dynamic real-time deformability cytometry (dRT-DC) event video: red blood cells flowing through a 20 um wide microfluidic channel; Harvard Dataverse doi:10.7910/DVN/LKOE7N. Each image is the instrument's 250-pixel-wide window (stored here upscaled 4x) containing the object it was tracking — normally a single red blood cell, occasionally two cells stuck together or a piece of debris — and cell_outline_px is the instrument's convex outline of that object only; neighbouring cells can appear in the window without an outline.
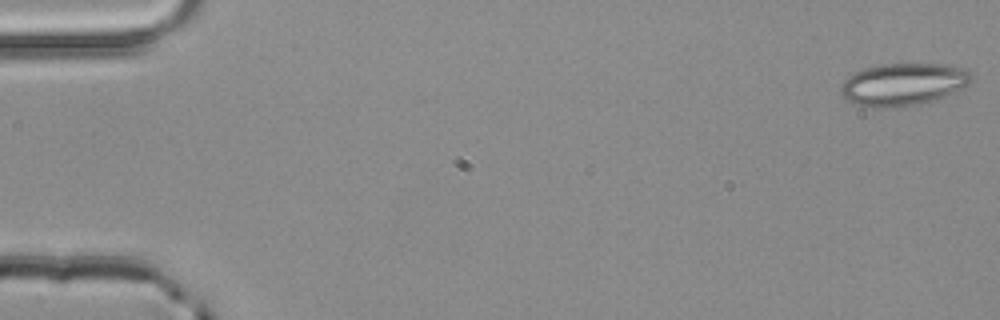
{"species": "common noctule bat (a hibernating species)", "species_latin": "Nyctalus noctula", "temperature_condition": "room temperature", "stored_images_in_passage": 5, "camera_frame_rate_fps": 3000, "um_per_image_px": 0.085, "animal": {"sex": "male", "body_mass_g": 20.4}, "frame": {"image": 1, "passage_image": 1, "time_ms": 0.0, "image_size_px": [1000, 320], "cell_outline_px": [[972, 76], [968, 84], [944, 96], [920, 104], [884, 108], [872, 108], [848, 100], [840, 92], [840, 84], [848, 76], [864, 68], [884, 64], [956, 64], [964, 68]], "centroid_in_image_um": [76.76, 7.15], "position_along_channel_um": 8.2, "area_um2": 32.02}}
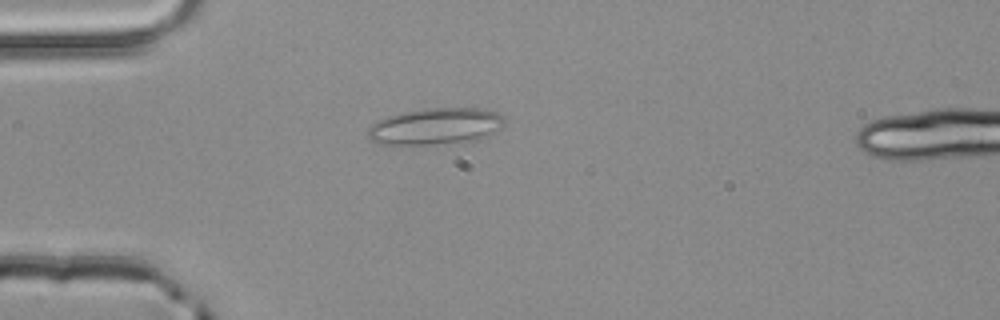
{"frame": {"image": 2, "passage_image": 4, "time_ms": 1.0, "image_size_px": [1000, 320], "cell_outline_px": [[504, 124], [500, 132], [488, 136], [472, 140], [432, 144], [380, 144], [372, 140], [368, 136], [368, 128], [376, 120], [388, 116], [404, 112], [424, 108], [480, 108], [496, 112], [504, 120]], "centroid_in_image_um": [37.04, 10.73], "position_along_channel_um": 48.0, "area_um2": 29.02}}